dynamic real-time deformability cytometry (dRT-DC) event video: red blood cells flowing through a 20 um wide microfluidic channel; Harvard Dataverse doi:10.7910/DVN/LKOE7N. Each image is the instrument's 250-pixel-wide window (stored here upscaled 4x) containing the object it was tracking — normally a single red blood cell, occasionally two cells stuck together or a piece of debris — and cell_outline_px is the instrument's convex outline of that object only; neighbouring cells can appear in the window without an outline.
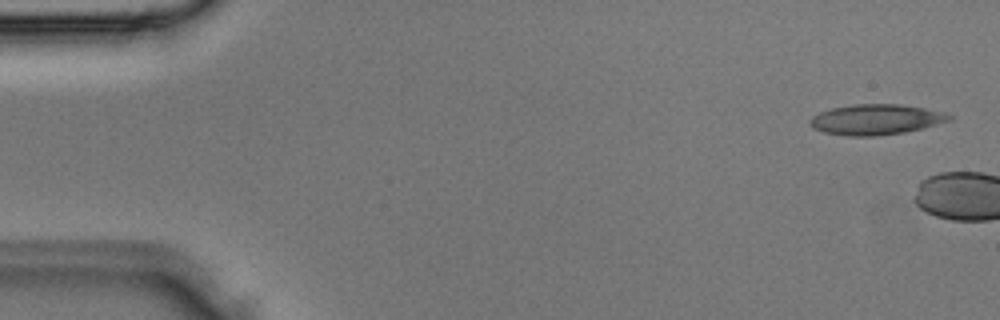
{"species": "Egyptian fruit bat (a non-hibernating species)", "species_latin": "Rousettus aegyptiacus", "temperature_condition": "room temperature", "stored_images_in_passage": 4, "camera_frame_rate_fps": 3000, "um_per_image_px": 0.085, "animal": {"sex": "male"}, "frame": {"image": 1, "passage_image": 1, "time_ms": 0.0, "image_size_px": [1000, 320], "cell_outline_px": [[952, 116], [948, 120], [924, 128], [904, 132], [872, 136], [848, 136], [824, 132], [812, 128], [808, 124], [808, 120], [812, 116], [820, 112], [832, 108], [852, 104], [900, 104], [948, 112]], "centroid_in_image_um": [74.42, 10.15], "position_along_channel_um": 10.6, "area_um2": 24.74}}